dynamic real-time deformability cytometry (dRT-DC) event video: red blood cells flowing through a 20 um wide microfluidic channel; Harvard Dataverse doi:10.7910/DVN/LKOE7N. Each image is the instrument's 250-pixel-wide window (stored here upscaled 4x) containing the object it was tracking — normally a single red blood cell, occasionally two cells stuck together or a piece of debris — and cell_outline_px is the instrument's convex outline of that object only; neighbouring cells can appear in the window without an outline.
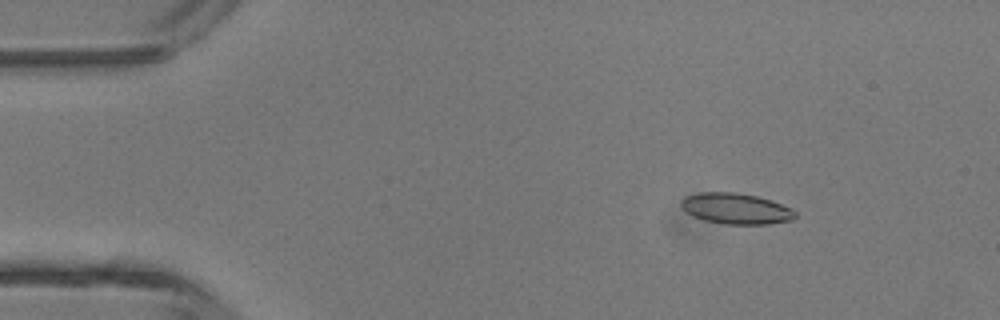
{"species": "common noctule bat (a hibernating species)", "species_latin": "Nyctalus noctula", "temperature_condition": "room temperature", "stored_images_in_passage": 3, "camera_frame_rate_fps": 3000, "um_per_image_px": 0.085, "animal": {"sex": "male", "body_mass_g": 13.3}, "frame": {"image": 1, "passage_image": 1, "time_ms": 0.0, "image_size_px": [1000, 320], "cell_outline_px": [[796, 216], [792, 220], [768, 224], [724, 224], [704, 220], [692, 216], [684, 212], [680, 208], [680, 200], [684, 196], [700, 192], [736, 192], [756, 196], [772, 200], [792, 208], [796, 212]], "centroid_in_image_um": [62.51, 17.73], "position_along_channel_um": 22.5, "area_um2": 20.87}}
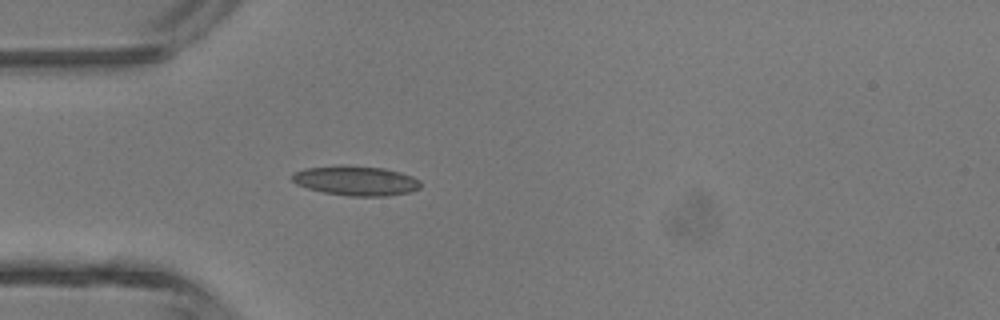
{"frame": {"image": 2, "passage_image": 3, "time_ms": 2.333, "image_size_px": [1000, 320], "cell_outline_px": [[420, 188], [412, 192], [388, 196], [348, 196], [324, 192], [308, 188], [296, 184], [292, 180], [292, 172], [304, 168], [340, 164], [344, 164], [384, 168], [400, 172], [412, 176], [420, 180]], "centroid_in_image_um": [30.25, 15.34], "position_along_channel_um": 54.8, "area_um2": 22.6}}